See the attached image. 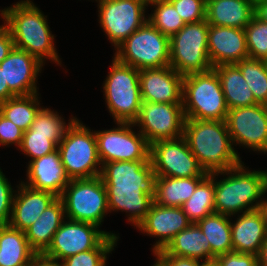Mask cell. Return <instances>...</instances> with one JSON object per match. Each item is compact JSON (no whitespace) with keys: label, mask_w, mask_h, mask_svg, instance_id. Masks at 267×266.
I'll return each mask as SVG.
<instances>
[{"label":"cell","mask_w":267,"mask_h":266,"mask_svg":"<svg viewBox=\"0 0 267 266\" xmlns=\"http://www.w3.org/2000/svg\"><path fill=\"white\" fill-rule=\"evenodd\" d=\"M0 12L3 24L12 35L14 47L28 52L44 65L50 60L62 66L47 16L31 0H21Z\"/></svg>","instance_id":"cell-1"},{"label":"cell","mask_w":267,"mask_h":266,"mask_svg":"<svg viewBox=\"0 0 267 266\" xmlns=\"http://www.w3.org/2000/svg\"><path fill=\"white\" fill-rule=\"evenodd\" d=\"M183 137L207 174L224 172L243 162L226 121L185 119Z\"/></svg>","instance_id":"cell-2"},{"label":"cell","mask_w":267,"mask_h":266,"mask_svg":"<svg viewBox=\"0 0 267 266\" xmlns=\"http://www.w3.org/2000/svg\"><path fill=\"white\" fill-rule=\"evenodd\" d=\"M244 165L242 162L227 171L214 173L216 213L236 217L241 212L258 209L267 190V170L252 171ZM219 174L223 178L217 180Z\"/></svg>","instance_id":"cell-3"},{"label":"cell","mask_w":267,"mask_h":266,"mask_svg":"<svg viewBox=\"0 0 267 266\" xmlns=\"http://www.w3.org/2000/svg\"><path fill=\"white\" fill-rule=\"evenodd\" d=\"M182 106L185 119L226 121L229 109L214 69L183 76Z\"/></svg>","instance_id":"cell-4"},{"label":"cell","mask_w":267,"mask_h":266,"mask_svg":"<svg viewBox=\"0 0 267 266\" xmlns=\"http://www.w3.org/2000/svg\"><path fill=\"white\" fill-rule=\"evenodd\" d=\"M103 83L106 106L114 122L134 123L142 104L139 70L119 62L114 56Z\"/></svg>","instance_id":"cell-5"},{"label":"cell","mask_w":267,"mask_h":266,"mask_svg":"<svg viewBox=\"0 0 267 266\" xmlns=\"http://www.w3.org/2000/svg\"><path fill=\"white\" fill-rule=\"evenodd\" d=\"M61 162L70 180L89 179L101 174L95 130L76 118L58 145Z\"/></svg>","instance_id":"cell-6"},{"label":"cell","mask_w":267,"mask_h":266,"mask_svg":"<svg viewBox=\"0 0 267 266\" xmlns=\"http://www.w3.org/2000/svg\"><path fill=\"white\" fill-rule=\"evenodd\" d=\"M114 50L119 62L139 71L170 66V37L148 20Z\"/></svg>","instance_id":"cell-7"},{"label":"cell","mask_w":267,"mask_h":266,"mask_svg":"<svg viewBox=\"0 0 267 266\" xmlns=\"http://www.w3.org/2000/svg\"><path fill=\"white\" fill-rule=\"evenodd\" d=\"M207 20L185 24L170 37V67L182 76L213 69L208 55Z\"/></svg>","instance_id":"cell-8"},{"label":"cell","mask_w":267,"mask_h":266,"mask_svg":"<svg viewBox=\"0 0 267 266\" xmlns=\"http://www.w3.org/2000/svg\"><path fill=\"white\" fill-rule=\"evenodd\" d=\"M59 198L70 220L101 227L109 213L107 190L100 176L70 180Z\"/></svg>","instance_id":"cell-9"},{"label":"cell","mask_w":267,"mask_h":266,"mask_svg":"<svg viewBox=\"0 0 267 266\" xmlns=\"http://www.w3.org/2000/svg\"><path fill=\"white\" fill-rule=\"evenodd\" d=\"M96 2L100 27L115 49L148 20L145 13L149 6L145 0H97Z\"/></svg>","instance_id":"cell-10"},{"label":"cell","mask_w":267,"mask_h":266,"mask_svg":"<svg viewBox=\"0 0 267 266\" xmlns=\"http://www.w3.org/2000/svg\"><path fill=\"white\" fill-rule=\"evenodd\" d=\"M117 127L95 131L101 164L112 161L150 160V145L134 123L117 122ZM137 133V134H136Z\"/></svg>","instance_id":"cell-11"},{"label":"cell","mask_w":267,"mask_h":266,"mask_svg":"<svg viewBox=\"0 0 267 266\" xmlns=\"http://www.w3.org/2000/svg\"><path fill=\"white\" fill-rule=\"evenodd\" d=\"M149 159L157 176L172 178L206 177L184 137L150 144Z\"/></svg>","instance_id":"cell-12"},{"label":"cell","mask_w":267,"mask_h":266,"mask_svg":"<svg viewBox=\"0 0 267 266\" xmlns=\"http://www.w3.org/2000/svg\"><path fill=\"white\" fill-rule=\"evenodd\" d=\"M184 122L182 103L142 101L140 114L134 125L150 145L159 140H175L183 137Z\"/></svg>","instance_id":"cell-13"},{"label":"cell","mask_w":267,"mask_h":266,"mask_svg":"<svg viewBox=\"0 0 267 266\" xmlns=\"http://www.w3.org/2000/svg\"><path fill=\"white\" fill-rule=\"evenodd\" d=\"M226 124L233 145L267 153V105L229 109Z\"/></svg>","instance_id":"cell-14"},{"label":"cell","mask_w":267,"mask_h":266,"mask_svg":"<svg viewBox=\"0 0 267 266\" xmlns=\"http://www.w3.org/2000/svg\"><path fill=\"white\" fill-rule=\"evenodd\" d=\"M97 225L65 219L53 236L44 257L60 262L77 253L94 249L107 235L117 234L99 229Z\"/></svg>","instance_id":"cell-15"},{"label":"cell","mask_w":267,"mask_h":266,"mask_svg":"<svg viewBox=\"0 0 267 266\" xmlns=\"http://www.w3.org/2000/svg\"><path fill=\"white\" fill-rule=\"evenodd\" d=\"M100 177L106 187L140 188L153 199L155 197L157 175L150 160L104 163Z\"/></svg>","instance_id":"cell-16"},{"label":"cell","mask_w":267,"mask_h":266,"mask_svg":"<svg viewBox=\"0 0 267 266\" xmlns=\"http://www.w3.org/2000/svg\"><path fill=\"white\" fill-rule=\"evenodd\" d=\"M191 224L181 207L160 206L153 202L136 228L147 236L158 238L152 248L155 253L163 250L176 234Z\"/></svg>","instance_id":"cell-17"},{"label":"cell","mask_w":267,"mask_h":266,"mask_svg":"<svg viewBox=\"0 0 267 266\" xmlns=\"http://www.w3.org/2000/svg\"><path fill=\"white\" fill-rule=\"evenodd\" d=\"M44 64L28 52L14 47L0 63L5 82L16 96L39 93L37 78ZM37 82V83H36Z\"/></svg>","instance_id":"cell-18"},{"label":"cell","mask_w":267,"mask_h":266,"mask_svg":"<svg viewBox=\"0 0 267 266\" xmlns=\"http://www.w3.org/2000/svg\"><path fill=\"white\" fill-rule=\"evenodd\" d=\"M141 99L153 103H182L183 76L172 67L139 71Z\"/></svg>","instance_id":"cell-19"},{"label":"cell","mask_w":267,"mask_h":266,"mask_svg":"<svg viewBox=\"0 0 267 266\" xmlns=\"http://www.w3.org/2000/svg\"><path fill=\"white\" fill-rule=\"evenodd\" d=\"M208 55L213 67L248 58L245 29L209 25Z\"/></svg>","instance_id":"cell-20"},{"label":"cell","mask_w":267,"mask_h":266,"mask_svg":"<svg viewBox=\"0 0 267 266\" xmlns=\"http://www.w3.org/2000/svg\"><path fill=\"white\" fill-rule=\"evenodd\" d=\"M26 186L41 191H48L59 197L70 179L61 162L59 150L28 162Z\"/></svg>","instance_id":"cell-21"},{"label":"cell","mask_w":267,"mask_h":266,"mask_svg":"<svg viewBox=\"0 0 267 266\" xmlns=\"http://www.w3.org/2000/svg\"><path fill=\"white\" fill-rule=\"evenodd\" d=\"M8 225L12 228L25 231L41 213L57 198L48 191L34 190L23 183L16 186Z\"/></svg>","instance_id":"cell-22"},{"label":"cell","mask_w":267,"mask_h":266,"mask_svg":"<svg viewBox=\"0 0 267 266\" xmlns=\"http://www.w3.org/2000/svg\"><path fill=\"white\" fill-rule=\"evenodd\" d=\"M267 237V226L258 209L237 215L231 222L233 251L258 255Z\"/></svg>","instance_id":"cell-23"},{"label":"cell","mask_w":267,"mask_h":266,"mask_svg":"<svg viewBox=\"0 0 267 266\" xmlns=\"http://www.w3.org/2000/svg\"><path fill=\"white\" fill-rule=\"evenodd\" d=\"M253 16V0H206L209 25L244 29Z\"/></svg>","instance_id":"cell-24"},{"label":"cell","mask_w":267,"mask_h":266,"mask_svg":"<svg viewBox=\"0 0 267 266\" xmlns=\"http://www.w3.org/2000/svg\"><path fill=\"white\" fill-rule=\"evenodd\" d=\"M66 215L62 200L57 197L31 226L25 230L30 247L42 255L50 246L53 236L65 221Z\"/></svg>","instance_id":"cell-25"},{"label":"cell","mask_w":267,"mask_h":266,"mask_svg":"<svg viewBox=\"0 0 267 266\" xmlns=\"http://www.w3.org/2000/svg\"><path fill=\"white\" fill-rule=\"evenodd\" d=\"M109 212H126L128 222L137 227L154 199L140 188L106 187Z\"/></svg>","instance_id":"cell-26"},{"label":"cell","mask_w":267,"mask_h":266,"mask_svg":"<svg viewBox=\"0 0 267 266\" xmlns=\"http://www.w3.org/2000/svg\"><path fill=\"white\" fill-rule=\"evenodd\" d=\"M163 251L172 256L213 262L210 242L197 223L176 234Z\"/></svg>","instance_id":"cell-27"},{"label":"cell","mask_w":267,"mask_h":266,"mask_svg":"<svg viewBox=\"0 0 267 266\" xmlns=\"http://www.w3.org/2000/svg\"><path fill=\"white\" fill-rule=\"evenodd\" d=\"M36 256L25 231L0 225V266H29Z\"/></svg>","instance_id":"cell-28"},{"label":"cell","mask_w":267,"mask_h":266,"mask_svg":"<svg viewBox=\"0 0 267 266\" xmlns=\"http://www.w3.org/2000/svg\"><path fill=\"white\" fill-rule=\"evenodd\" d=\"M213 69L220 78L228 109L258 104L236 64L218 65Z\"/></svg>","instance_id":"cell-29"},{"label":"cell","mask_w":267,"mask_h":266,"mask_svg":"<svg viewBox=\"0 0 267 266\" xmlns=\"http://www.w3.org/2000/svg\"><path fill=\"white\" fill-rule=\"evenodd\" d=\"M205 177L172 178L157 176L154 203L160 206L181 207Z\"/></svg>","instance_id":"cell-30"},{"label":"cell","mask_w":267,"mask_h":266,"mask_svg":"<svg viewBox=\"0 0 267 266\" xmlns=\"http://www.w3.org/2000/svg\"><path fill=\"white\" fill-rule=\"evenodd\" d=\"M230 216L220 213H211L197 222L198 226L210 242L211 256H217L233 251L231 238Z\"/></svg>","instance_id":"cell-31"},{"label":"cell","mask_w":267,"mask_h":266,"mask_svg":"<svg viewBox=\"0 0 267 266\" xmlns=\"http://www.w3.org/2000/svg\"><path fill=\"white\" fill-rule=\"evenodd\" d=\"M192 223L215 212L214 173L208 174L196 187L192 196L181 206Z\"/></svg>","instance_id":"cell-32"},{"label":"cell","mask_w":267,"mask_h":266,"mask_svg":"<svg viewBox=\"0 0 267 266\" xmlns=\"http://www.w3.org/2000/svg\"><path fill=\"white\" fill-rule=\"evenodd\" d=\"M39 94L15 96L0 104V113L24 132L30 128L40 106ZM39 99V100H38Z\"/></svg>","instance_id":"cell-33"},{"label":"cell","mask_w":267,"mask_h":266,"mask_svg":"<svg viewBox=\"0 0 267 266\" xmlns=\"http://www.w3.org/2000/svg\"><path fill=\"white\" fill-rule=\"evenodd\" d=\"M259 104L267 105V67L264 60L246 58L236 63Z\"/></svg>","instance_id":"cell-34"},{"label":"cell","mask_w":267,"mask_h":266,"mask_svg":"<svg viewBox=\"0 0 267 266\" xmlns=\"http://www.w3.org/2000/svg\"><path fill=\"white\" fill-rule=\"evenodd\" d=\"M119 238L107 235L94 249L69 256L59 263L61 266H106L109 254L117 246Z\"/></svg>","instance_id":"cell-35"},{"label":"cell","mask_w":267,"mask_h":266,"mask_svg":"<svg viewBox=\"0 0 267 266\" xmlns=\"http://www.w3.org/2000/svg\"><path fill=\"white\" fill-rule=\"evenodd\" d=\"M148 5L153 6L154 10L147 15V19L162 34L171 37L185 26V22L169 1H158Z\"/></svg>","instance_id":"cell-36"},{"label":"cell","mask_w":267,"mask_h":266,"mask_svg":"<svg viewBox=\"0 0 267 266\" xmlns=\"http://www.w3.org/2000/svg\"><path fill=\"white\" fill-rule=\"evenodd\" d=\"M76 118L71 115V118L68 120L69 122L66 124L62 115H59V112L42 107L30 125V128L25 132H34V134L41 135H57L62 140L67 128Z\"/></svg>","instance_id":"cell-37"},{"label":"cell","mask_w":267,"mask_h":266,"mask_svg":"<svg viewBox=\"0 0 267 266\" xmlns=\"http://www.w3.org/2000/svg\"><path fill=\"white\" fill-rule=\"evenodd\" d=\"M61 139L57 135H41L34 132H24L22 143L18 150L24 152L31 160L45 156L58 149Z\"/></svg>","instance_id":"cell-38"},{"label":"cell","mask_w":267,"mask_h":266,"mask_svg":"<svg viewBox=\"0 0 267 266\" xmlns=\"http://www.w3.org/2000/svg\"><path fill=\"white\" fill-rule=\"evenodd\" d=\"M244 29L249 58L267 60V23L254 15Z\"/></svg>","instance_id":"cell-39"},{"label":"cell","mask_w":267,"mask_h":266,"mask_svg":"<svg viewBox=\"0 0 267 266\" xmlns=\"http://www.w3.org/2000/svg\"><path fill=\"white\" fill-rule=\"evenodd\" d=\"M185 24L206 20V0H169Z\"/></svg>","instance_id":"cell-40"},{"label":"cell","mask_w":267,"mask_h":266,"mask_svg":"<svg viewBox=\"0 0 267 266\" xmlns=\"http://www.w3.org/2000/svg\"><path fill=\"white\" fill-rule=\"evenodd\" d=\"M15 191L0 168V225L9 223Z\"/></svg>","instance_id":"cell-41"},{"label":"cell","mask_w":267,"mask_h":266,"mask_svg":"<svg viewBox=\"0 0 267 266\" xmlns=\"http://www.w3.org/2000/svg\"><path fill=\"white\" fill-rule=\"evenodd\" d=\"M24 131L15 125L8 118L0 113V145L7 146L15 145L17 148L22 143Z\"/></svg>","instance_id":"cell-42"},{"label":"cell","mask_w":267,"mask_h":266,"mask_svg":"<svg viewBox=\"0 0 267 266\" xmlns=\"http://www.w3.org/2000/svg\"><path fill=\"white\" fill-rule=\"evenodd\" d=\"M214 261L218 266H258L257 255L236 251L217 256Z\"/></svg>","instance_id":"cell-43"},{"label":"cell","mask_w":267,"mask_h":266,"mask_svg":"<svg viewBox=\"0 0 267 266\" xmlns=\"http://www.w3.org/2000/svg\"><path fill=\"white\" fill-rule=\"evenodd\" d=\"M157 255L167 266H203L206 262L194 259L183 258L166 254L163 250L154 253Z\"/></svg>","instance_id":"cell-44"},{"label":"cell","mask_w":267,"mask_h":266,"mask_svg":"<svg viewBox=\"0 0 267 266\" xmlns=\"http://www.w3.org/2000/svg\"><path fill=\"white\" fill-rule=\"evenodd\" d=\"M14 48V41L9 29L4 25H0V63L8 56Z\"/></svg>","instance_id":"cell-45"},{"label":"cell","mask_w":267,"mask_h":266,"mask_svg":"<svg viewBox=\"0 0 267 266\" xmlns=\"http://www.w3.org/2000/svg\"><path fill=\"white\" fill-rule=\"evenodd\" d=\"M16 95L9 89L5 82L4 71L0 68V104Z\"/></svg>","instance_id":"cell-46"},{"label":"cell","mask_w":267,"mask_h":266,"mask_svg":"<svg viewBox=\"0 0 267 266\" xmlns=\"http://www.w3.org/2000/svg\"><path fill=\"white\" fill-rule=\"evenodd\" d=\"M254 15L267 23V2H254Z\"/></svg>","instance_id":"cell-47"},{"label":"cell","mask_w":267,"mask_h":266,"mask_svg":"<svg viewBox=\"0 0 267 266\" xmlns=\"http://www.w3.org/2000/svg\"><path fill=\"white\" fill-rule=\"evenodd\" d=\"M29 266H61L59 262L37 255Z\"/></svg>","instance_id":"cell-48"},{"label":"cell","mask_w":267,"mask_h":266,"mask_svg":"<svg viewBox=\"0 0 267 266\" xmlns=\"http://www.w3.org/2000/svg\"><path fill=\"white\" fill-rule=\"evenodd\" d=\"M258 266H267V237L257 255Z\"/></svg>","instance_id":"cell-49"},{"label":"cell","mask_w":267,"mask_h":266,"mask_svg":"<svg viewBox=\"0 0 267 266\" xmlns=\"http://www.w3.org/2000/svg\"><path fill=\"white\" fill-rule=\"evenodd\" d=\"M265 193H267V190L263 194V198L260 201L258 210L261 213L263 221L266 223V226H267V199L266 198L264 199L266 195Z\"/></svg>","instance_id":"cell-50"},{"label":"cell","mask_w":267,"mask_h":266,"mask_svg":"<svg viewBox=\"0 0 267 266\" xmlns=\"http://www.w3.org/2000/svg\"><path fill=\"white\" fill-rule=\"evenodd\" d=\"M153 255L156 257L155 258V263L153 264V265H151V266H167L157 255H155L154 253H153Z\"/></svg>","instance_id":"cell-51"},{"label":"cell","mask_w":267,"mask_h":266,"mask_svg":"<svg viewBox=\"0 0 267 266\" xmlns=\"http://www.w3.org/2000/svg\"><path fill=\"white\" fill-rule=\"evenodd\" d=\"M203 266H218V264L213 261V262H206Z\"/></svg>","instance_id":"cell-52"},{"label":"cell","mask_w":267,"mask_h":266,"mask_svg":"<svg viewBox=\"0 0 267 266\" xmlns=\"http://www.w3.org/2000/svg\"><path fill=\"white\" fill-rule=\"evenodd\" d=\"M147 4L158 2V1H169V0H145Z\"/></svg>","instance_id":"cell-53"},{"label":"cell","mask_w":267,"mask_h":266,"mask_svg":"<svg viewBox=\"0 0 267 266\" xmlns=\"http://www.w3.org/2000/svg\"><path fill=\"white\" fill-rule=\"evenodd\" d=\"M253 2H267V0H253Z\"/></svg>","instance_id":"cell-54"}]
</instances>
